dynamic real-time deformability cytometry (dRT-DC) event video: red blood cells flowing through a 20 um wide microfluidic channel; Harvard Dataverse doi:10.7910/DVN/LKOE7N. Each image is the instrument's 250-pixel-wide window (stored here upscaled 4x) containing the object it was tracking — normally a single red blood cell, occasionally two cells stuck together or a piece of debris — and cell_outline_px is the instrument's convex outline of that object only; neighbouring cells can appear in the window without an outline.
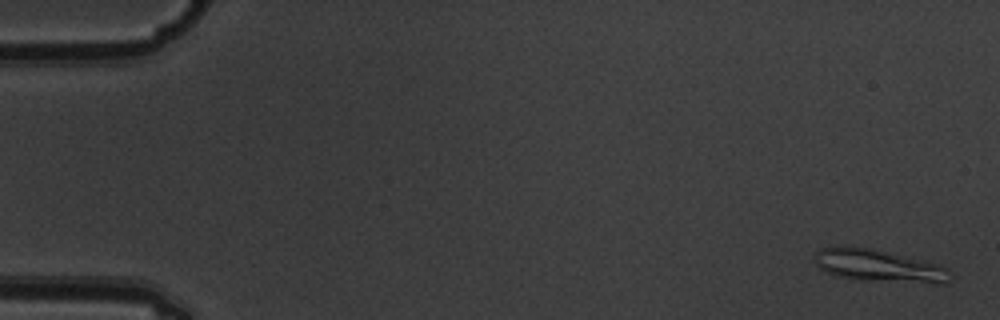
{"species": "common noctule bat (a hibernating species)", "species_latin": "Nyctalus noctula", "temperature_condition": "warm", "stored_images_in_passage": 5, "camera_frame_rate_fps": 3000, "um_per_image_px": 0.085, "animal": {"sex": "male", "body_mass_g": 19.5, "forearm_length_mm": 54.6}, "frame": {"image": 1, "passage_image": 1, "time_ms": 0.0, "image_size_px": [1000, 320], "cell_outline_px": [[952, 272], [944, 284], [936, 284], [864, 280], [840, 276], [828, 272], [820, 268], [816, 264], [812, 256], [820, 248], [868, 248], [940, 264], [948, 268]], "centroid_in_image_um": [74.76, 22.62], "position_along_channel_um": 10.2, "area_um2": 25.03}}